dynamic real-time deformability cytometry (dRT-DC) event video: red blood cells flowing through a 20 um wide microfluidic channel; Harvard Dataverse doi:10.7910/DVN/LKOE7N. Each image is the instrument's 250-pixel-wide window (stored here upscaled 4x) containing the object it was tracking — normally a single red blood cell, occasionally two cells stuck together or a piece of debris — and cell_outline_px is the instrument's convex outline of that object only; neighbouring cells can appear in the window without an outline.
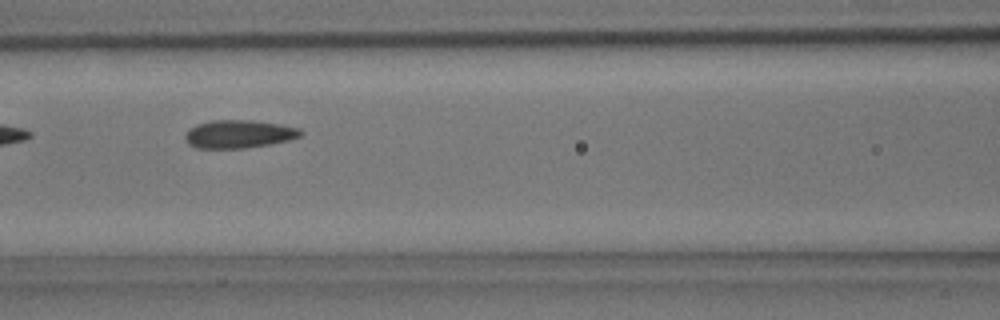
{"species": "common noctule bat (a hibernating species)", "species_latin": "Nyctalus noctula", "temperature_condition": "room temperature", "stored_images_in_passage": 8, "camera_frame_rate_fps": 3000, "um_per_image_px": 0.085, "animal": {"sex": "male", "body_mass_g": 15.6}, "frame": {"image": 1, "passage_image": 6, "time_ms": 5.667, "image_size_px": [1000, 320], "cell_outline_px": [[304, 132], [300, 136], [288, 140], [268, 144], [244, 148], [196, 148], [188, 144], [184, 136], [196, 124], [212, 120], [252, 120], [280, 124], [300, 128]], "centroid_in_image_um": [20.31, 11.39], "position_along_channel_um": 146.3, "area_um2": 18.79}}